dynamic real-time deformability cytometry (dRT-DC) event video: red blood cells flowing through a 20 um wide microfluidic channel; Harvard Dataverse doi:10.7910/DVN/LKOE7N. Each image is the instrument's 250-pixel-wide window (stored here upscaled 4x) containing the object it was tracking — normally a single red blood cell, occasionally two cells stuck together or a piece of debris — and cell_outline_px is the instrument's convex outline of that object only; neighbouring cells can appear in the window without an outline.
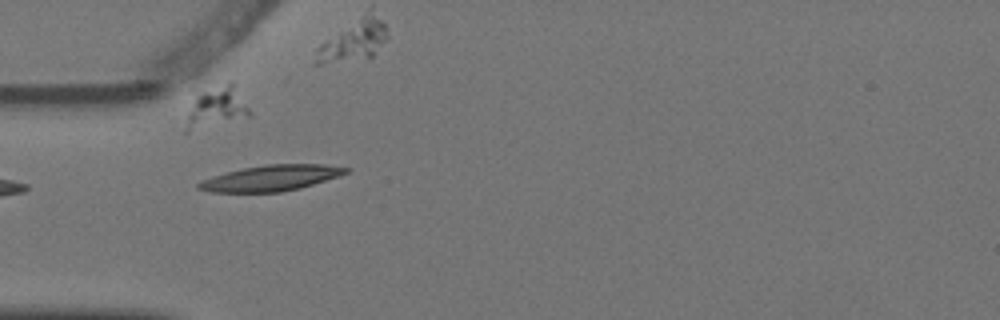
{"species": "Egyptian fruit bat (a non-hibernating species)", "species_latin": "Rousettus aegyptiacus", "temperature_condition": "warm", "stored_images_in_passage": 6, "segment_of_instrument_passage": [1, 2], "camera_frame_rate_fps": 3000, "um_per_image_px": 0.085, "animal": {"sex": "female"}, "frame": {"image": 1, "passage_image": 4, "time_ms": 1.0, "image_size_px": [1000, 320], "cell_outline_px": [[352, 168], [348, 172], [300, 188], [280, 192], [208, 192], [196, 188], [196, 184], [200, 180], [212, 176], [244, 168], [264, 164], [324, 164]], "centroid_in_image_um": [22.98, 15.13], "position_along_channel_um": 62.0, "area_um2": 22.02}}